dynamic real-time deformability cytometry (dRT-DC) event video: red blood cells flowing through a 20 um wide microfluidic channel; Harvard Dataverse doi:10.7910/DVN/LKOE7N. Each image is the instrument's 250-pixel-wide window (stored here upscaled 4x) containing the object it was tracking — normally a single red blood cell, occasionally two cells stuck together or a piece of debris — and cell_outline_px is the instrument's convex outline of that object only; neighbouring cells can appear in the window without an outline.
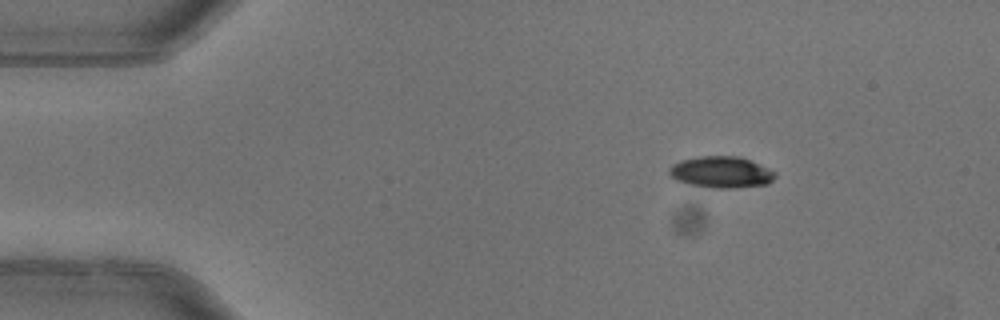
{"species": "common noctule bat (a hibernating species)", "species_latin": "Nyctalus noctula", "temperature_condition": "warm", "stored_images_in_passage": 3, "camera_frame_rate_fps": 3000, "um_per_image_px": 0.085, "animal": {"sex": "female"}, "frame": {"image": 1, "passage_image": 1, "time_ms": 0.0, "image_size_px": [1000, 320], "cell_outline_px": [[776, 176], [768, 184], [736, 188], [712, 188], [688, 184], [676, 180], [668, 172], [668, 168], [672, 164], [680, 160], [700, 156], [740, 156], [768, 168], [776, 172]], "centroid_in_image_um": [61.29, 14.63], "position_along_channel_um": 23.7, "area_um2": 19.54}}